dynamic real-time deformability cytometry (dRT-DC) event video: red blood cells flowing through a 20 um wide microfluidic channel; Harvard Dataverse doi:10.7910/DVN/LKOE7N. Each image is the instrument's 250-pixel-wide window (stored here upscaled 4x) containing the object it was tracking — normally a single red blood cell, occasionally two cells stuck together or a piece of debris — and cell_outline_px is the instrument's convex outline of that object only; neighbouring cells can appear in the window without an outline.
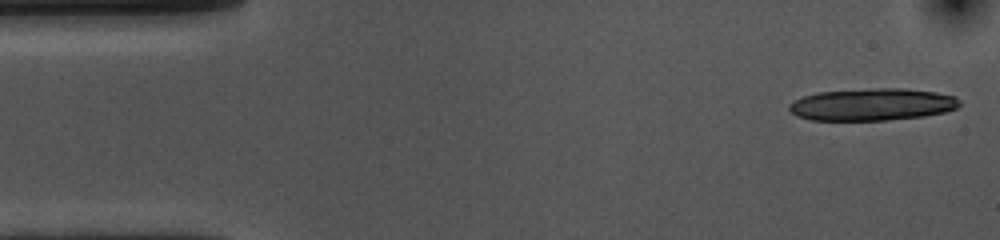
{"species": "common noctule bat (a hibernating species)", "species_latin": "Nyctalus noctula", "temperature_condition": "cold", "stored_images_in_passage": 14, "camera_frame_rate_fps": 3000, "um_per_image_px": 0.085, "animal": {"sex": "female", "body_mass_g": 10.0, "forearm_length_mm": 53.1}, "frame": {"image": 1, "passage_image": 1, "time_ms": 0.0, "image_size_px": [1000, 240], "cell_outline_px": [[960, 104], [956, 108], [948, 112], [924, 116], [888, 120], [812, 120], [796, 116], [788, 108], [788, 104], [792, 100], [804, 96], [820, 92], [872, 88], [904, 88], [936, 92], [956, 96], [960, 100]], "centroid_in_image_um": [74.16, 8.88], "position_along_channel_um": 10.8, "area_um2": 32.19}}